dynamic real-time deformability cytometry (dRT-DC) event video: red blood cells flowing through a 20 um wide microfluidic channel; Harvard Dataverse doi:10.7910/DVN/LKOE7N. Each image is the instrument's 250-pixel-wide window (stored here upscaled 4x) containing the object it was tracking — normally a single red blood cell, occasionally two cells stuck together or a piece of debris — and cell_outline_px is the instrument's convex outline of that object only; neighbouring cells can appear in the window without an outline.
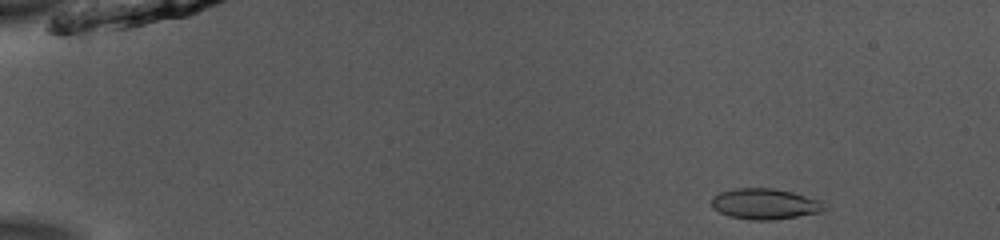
{"species": "common noctule bat (a hibernating species)", "species_latin": "Nyctalus noctula", "temperature_condition": "room temperature", "stored_images_in_passage": 46, "camera_frame_rate_fps": 3000, "um_per_image_px": 0.085, "animal": {"sex": "male", "body_mass_g": 13.0, "forearm_length_mm": 53.1}, "frame": {"image": 1, "passage_image": 1, "time_ms": 0.0, "image_size_px": [1000, 240], "cell_outline_px": [[828, 208], [820, 212], [772, 220], [752, 220], [728, 216], [712, 208], [712, 196], [720, 192], [736, 188], [772, 188], [792, 192], [820, 200]], "centroid_in_image_um": [65.0, 17.33], "position_along_channel_um": 20.0, "area_um2": 20.17}}
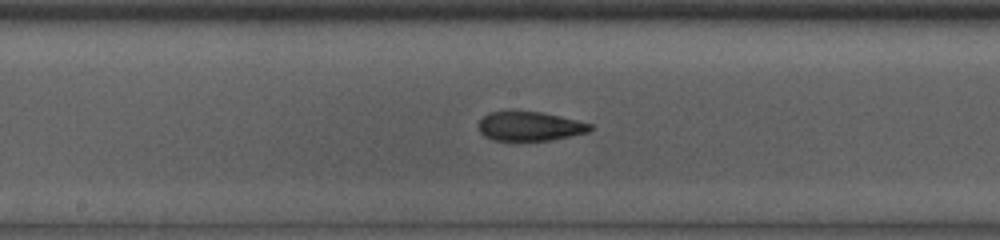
{"frame": {"image": 2, "passage_image": 23, "time_ms": 7.333, "image_size_px": [1000, 240], "cell_outline_px": [[592, 128], [588, 132], [552, 140], [492, 140], [484, 136], [480, 132], [476, 124], [488, 112], [540, 112], [560, 116], [592, 124]], "centroid_in_image_um": [45.0, 10.74], "position_along_channel_um": 203.2, "area_um2": 18.84}}
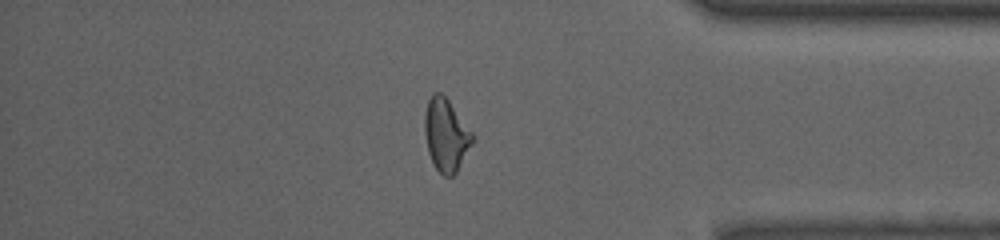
{"frame": {"image": 3, "passage_image": 39, "time_ms": 12.667, "image_size_px": [1000, 240], "cell_outline_px": [[472, 144], [456, 172], [452, 176], [444, 176], [436, 168], [428, 152], [424, 132], [424, 116], [428, 100], [432, 92], [440, 92], [448, 100], [472, 132]], "centroid_in_image_um": [37.88, 11.46], "position_along_channel_um": 397.3, "area_um2": 19.88}, "authors_computed_cell_mechanics": {"area_um2": 19.6809, "velocity_mm_per_s": 3.956, "shape_relaxation_time_tau1_ms": null, "shape_relaxation_time_tau2_ms": 1.9581, "deformation_change_tau1": null, "deformation_change_tau2": 0.0931}}